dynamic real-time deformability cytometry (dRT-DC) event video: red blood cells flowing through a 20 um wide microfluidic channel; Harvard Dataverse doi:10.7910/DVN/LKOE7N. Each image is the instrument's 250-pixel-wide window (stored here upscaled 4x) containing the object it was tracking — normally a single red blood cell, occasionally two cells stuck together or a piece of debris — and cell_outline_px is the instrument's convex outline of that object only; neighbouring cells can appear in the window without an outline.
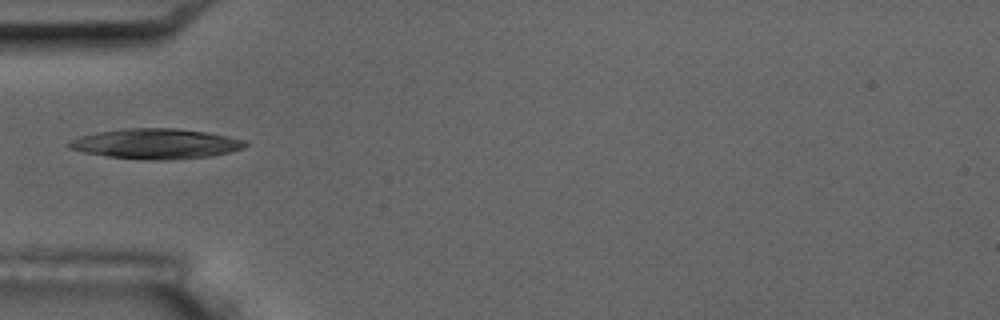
{"species": "common noctule bat (a hibernating species)", "species_latin": "Nyctalus noctula", "temperature_condition": "room temperature", "stored_images_in_passage": 4, "camera_frame_rate_fps": 3000, "um_per_image_px": 0.085, "animal": {"sex": "male", "body_mass_g": 17.5, "forearm_length_mm": 52.3}, "frame": {"image": 1, "passage_image": 4, "time_ms": 3.333, "image_size_px": [1000, 320], "cell_outline_px": [[248, 144], [244, 148], [212, 156], [168, 160], [156, 160], [108, 156], [84, 152], [68, 148], [68, 144], [72, 140], [80, 136], [96, 132], [120, 128], [176, 128], [204, 132], [228, 136], [248, 140]], "centroid_in_image_um": [13.29, 12.21], "position_along_channel_um": 71.7, "area_um2": 30.92}}